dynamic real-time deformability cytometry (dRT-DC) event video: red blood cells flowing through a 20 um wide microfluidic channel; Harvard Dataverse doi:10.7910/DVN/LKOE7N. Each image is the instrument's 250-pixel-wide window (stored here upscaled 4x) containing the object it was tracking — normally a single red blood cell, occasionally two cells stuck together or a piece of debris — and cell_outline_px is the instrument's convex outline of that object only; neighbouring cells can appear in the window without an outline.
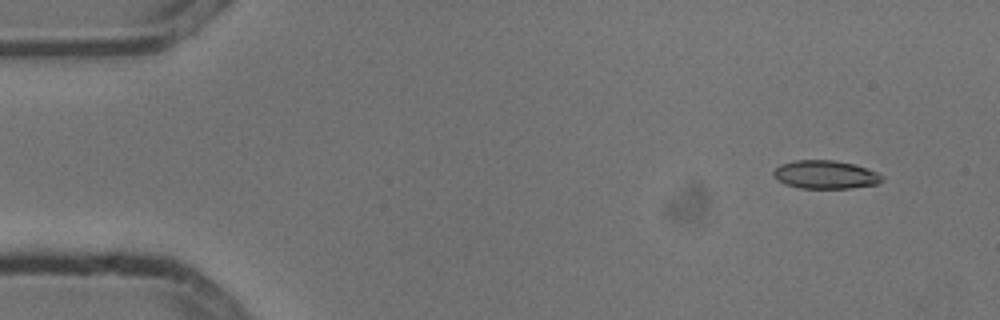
{"species": "common noctule bat (a hibernating species)", "species_latin": "Nyctalus noctula", "temperature_condition": "cold", "stored_images_in_passage": 4, "camera_frame_rate_fps": 3000, "um_per_image_px": 0.085, "animal": {"sex": "male", "body_mass_g": 13.3}, "frame": {"image": 1, "passage_image": 1, "time_ms": 0.0, "image_size_px": [1000, 320], "cell_outline_px": [[884, 180], [876, 184], [852, 188], [800, 188], [784, 184], [776, 180], [772, 176], [772, 172], [780, 164], [796, 160], [832, 160], [852, 164], [876, 172], [884, 176]], "centroid_in_image_um": [70.11, 14.85], "position_along_channel_um": 14.9, "area_um2": 17.92}}